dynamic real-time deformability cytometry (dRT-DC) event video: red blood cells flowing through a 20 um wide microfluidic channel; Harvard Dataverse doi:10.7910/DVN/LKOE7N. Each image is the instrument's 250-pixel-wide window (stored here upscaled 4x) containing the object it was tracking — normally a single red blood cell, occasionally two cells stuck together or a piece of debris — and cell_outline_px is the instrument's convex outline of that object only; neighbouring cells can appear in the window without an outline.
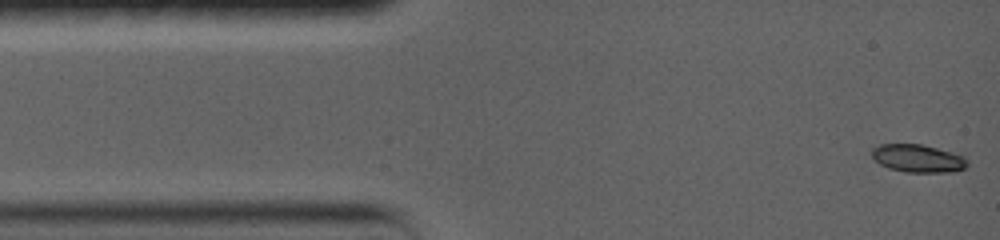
{"species": "common noctule bat (a hibernating species)", "species_latin": "Nyctalus noctula", "temperature_condition": "warm", "stored_images_in_passage": 36, "camera_frame_rate_fps": 5000, "um_per_image_px": 0.085, "animal": {"sex": "female", "body_mass_g": 19.0, "forearm_length_mm": 56.7}, "frame": {"image": 1, "passage_image": 1, "time_ms": 0.0, "image_size_px": [1000, 240], "cell_outline_px": [[968, 164], [964, 168], [956, 172], [904, 172], [888, 168], [880, 164], [872, 156], [872, 148], [880, 144], [920, 144], [936, 148], [964, 156], [968, 160]], "centroid_in_image_um": [78.03, 13.47], "position_along_channel_um": 7.0, "area_um2": 15.49}}
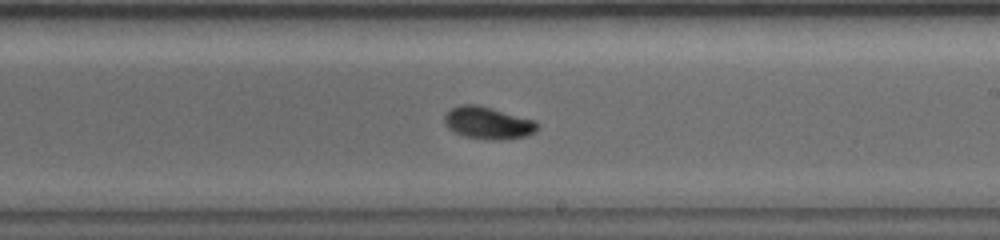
{"frame": {"image": 2, "passage_image": 16, "time_ms": 8.4, "image_size_px": [1000, 240], "cell_outline_px": [[540, 128], [536, 132], [524, 136], [504, 140], [492, 140], [464, 136], [448, 128], [444, 120], [444, 116], [452, 108], [464, 104], [476, 104], [492, 108], [536, 120], [540, 124]], "centroid_in_image_um": [41.54, 10.45], "position_along_channel_um": 247.5, "area_um2": 17.51}}
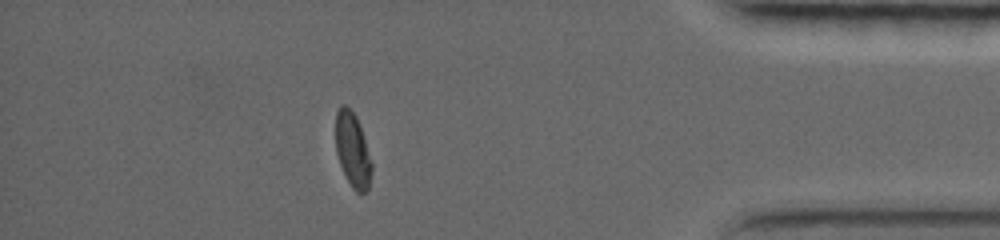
{"frame": {"image": 3, "passage_image": 31, "time_ms": 13.6, "image_size_px": [1000, 240], "cell_outline_px": [[372, 168], [368, 188], [364, 192], [356, 192], [352, 188], [340, 164], [336, 152], [336, 112], [340, 104], [344, 104], [356, 116], [372, 164]], "centroid_in_image_um": [29.95, 12.74], "position_along_channel_um": 405.2, "area_um2": 15.2}, "authors_computed_cell_mechanics": {"area_um2": 16.6175, "velocity_mm_per_s": 3.7859, "shape_relaxation_time_tau1_ms": 4.9947, "shape_relaxation_time_tau2_ms": 1.2175, "deformation_change_tau1": 0.1503, "deformation_change_tau2": 0.0335}}